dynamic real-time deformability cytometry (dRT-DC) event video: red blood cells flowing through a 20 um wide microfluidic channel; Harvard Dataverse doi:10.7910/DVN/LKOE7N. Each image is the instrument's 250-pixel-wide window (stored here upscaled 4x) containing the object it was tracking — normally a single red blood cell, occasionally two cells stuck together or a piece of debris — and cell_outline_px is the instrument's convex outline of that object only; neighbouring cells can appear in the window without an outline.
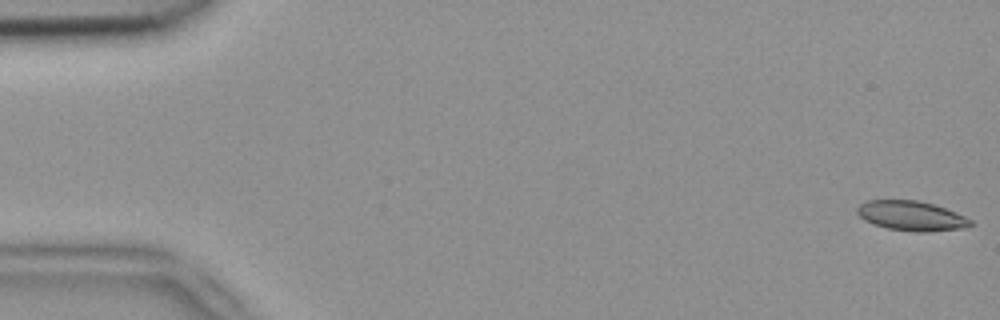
{"species": "common noctule bat (a hibernating species)", "species_latin": "Nyctalus noctula", "temperature_condition": "room temperature", "stored_images_in_passage": 6, "camera_frame_rate_fps": 3000, "um_per_image_px": 0.085, "animal": {"sex": "female", "body_mass_g": 18.4}, "frame": {"image": 1, "passage_image": 1, "time_ms": 0.0, "image_size_px": [1000, 320], "cell_outline_px": [[976, 224], [964, 228], [928, 232], [916, 232], [888, 228], [872, 224], [864, 220], [856, 212], [856, 208], [860, 204], [868, 200], [916, 200], [932, 204], [956, 212], [972, 220]], "centroid_in_image_um": [77.48, 18.35], "position_along_channel_um": 7.5, "area_um2": 19.71}}
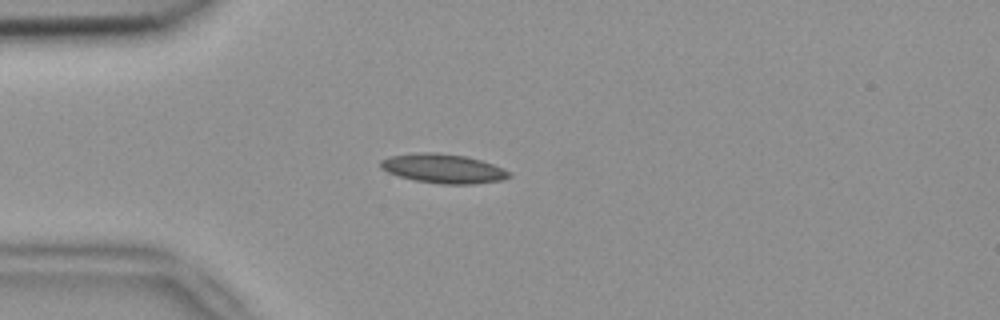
{"frame": {"image": 2, "passage_image": 4, "time_ms": 1.0, "image_size_px": [1000, 320], "cell_outline_px": [[512, 176], [500, 180], [472, 184], [440, 184], [416, 180], [400, 176], [388, 172], [380, 168], [380, 160], [392, 156], [416, 152], [436, 152], [464, 156], [480, 160], [504, 168], [512, 172]], "centroid_in_image_um": [37.69, 14.32], "position_along_channel_um": 47.3, "area_um2": 21.79}}